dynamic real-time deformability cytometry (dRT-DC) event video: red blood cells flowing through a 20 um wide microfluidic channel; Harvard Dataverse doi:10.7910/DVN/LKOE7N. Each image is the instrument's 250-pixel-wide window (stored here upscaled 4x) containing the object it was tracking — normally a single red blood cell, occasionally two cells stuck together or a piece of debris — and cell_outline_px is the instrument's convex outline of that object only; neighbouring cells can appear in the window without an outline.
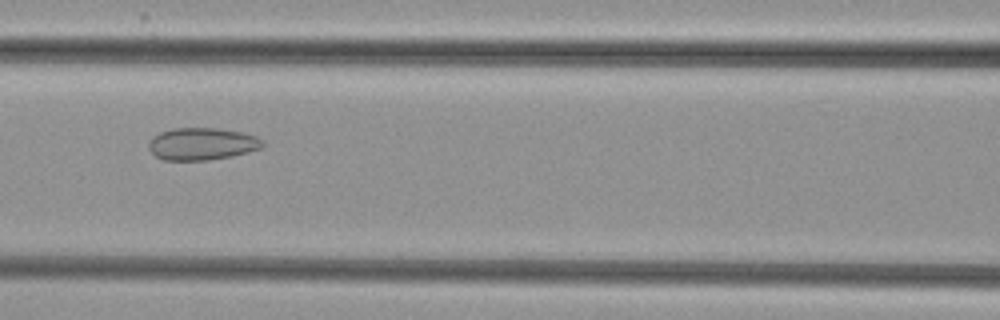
{"species": "common noctule bat (a hibernating species)", "species_latin": "Nyctalus noctula", "temperature_condition": "cold", "stored_images_in_passage": 8, "camera_frame_rate_fps": 3000, "um_per_image_px": 0.085, "animal": {"sex": "female", "body_mass_g": 29.2, "forearm_length_mm": 56.3}, "frame": {"image": 1, "passage_image": 6, "time_ms": 5.667, "image_size_px": [1000, 320], "cell_outline_px": [[264, 148], [232, 156], [208, 160], [164, 160], [156, 156], [148, 148], [148, 140], [152, 136], [160, 132], [172, 128], [216, 128], [244, 132], [256, 136], [264, 140]], "centroid_in_image_um": [17.18, 12.22], "position_along_channel_um": 149.4, "area_um2": 21.73}}
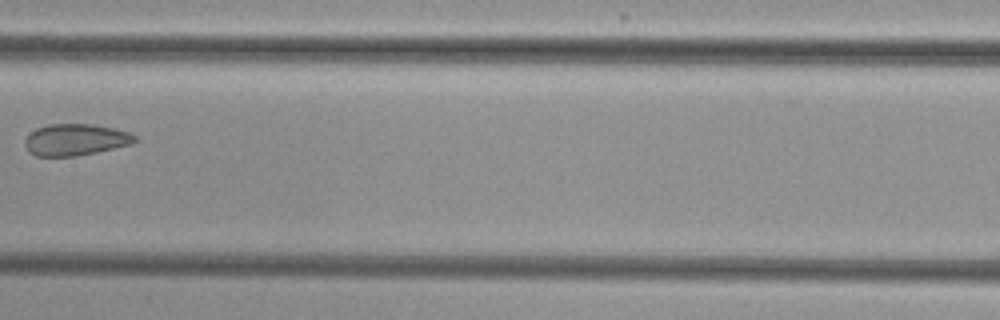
{"frame": {"image": 2, "passage_image": 7, "time_ms": 7.0, "image_size_px": [1000, 320], "cell_outline_px": [[136, 140], [132, 144], [96, 152], [76, 156], [36, 156], [28, 152], [24, 144], [24, 140], [36, 128], [48, 124], [92, 124], [112, 128], [128, 132], [136, 136]], "centroid_in_image_um": [6.39, 11.88], "position_along_channel_um": 201.0, "area_um2": 20.17}}
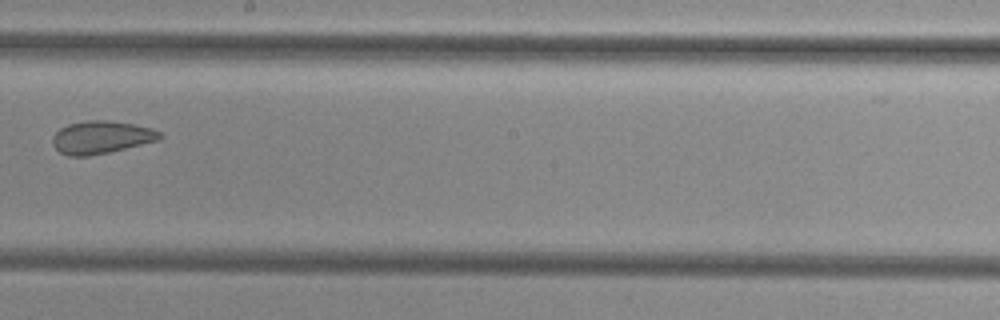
{"frame": {"image": 3, "passage_image": 8, "time_ms": 8.0, "image_size_px": [1000, 320], "cell_outline_px": [[164, 136], [160, 140], [108, 152], [88, 156], [68, 156], [60, 152], [52, 144], [52, 136], [60, 128], [68, 124], [88, 120], [108, 120], [132, 124], [152, 128], [160, 132]], "centroid_in_image_um": [8.61, 11.67], "position_along_channel_um": 239.6, "area_um2": 20.46}}